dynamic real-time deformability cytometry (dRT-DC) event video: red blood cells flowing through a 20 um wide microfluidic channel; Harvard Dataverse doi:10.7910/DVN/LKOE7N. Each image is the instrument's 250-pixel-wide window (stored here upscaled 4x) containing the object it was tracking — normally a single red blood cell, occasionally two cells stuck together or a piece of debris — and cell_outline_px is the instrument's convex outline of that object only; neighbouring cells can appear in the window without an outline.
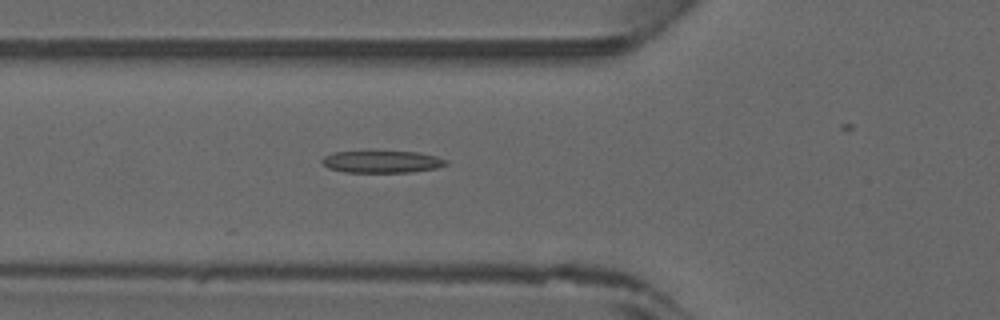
{"species": "common noctule bat (a hibernating species)", "species_latin": "Nyctalus noctula", "temperature_condition": "warm", "stored_images_in_passage": 17, "camera_frame_rate_fps": 3000, "um_per_image_px": 0.085, "animal": {"sex": "male", "forearm_length_mm": 52.5}, "frame": {"image": 1, "passage_image": 7, "time_ms": 2.0, "image_size_px": [1000, 320], "cell_outline_px": [[448, 164], [436, 168], [412, 172], [344, 172], [328, 168], [320, 160], [324, 156], [332, 152], [420, 152], [436, 156], [448, 160]], "centroid_in_image_um": [32.48, 13.75], "position_along_channel_um": 93.3, "area_um2": 15.9}}
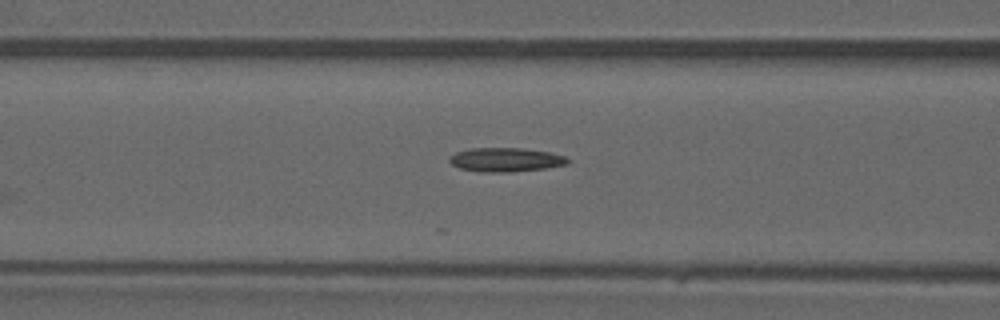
{"frame": {"image": 2, "passage_image": 9, "time_ms": 2.667, "image_size_px": [1000, 320], "cell_outline_px": [[572, 160], [568, 164], [544, 168], [508, 172], [484, 172], [460, 168], [452, 164], [448, 160], [448, 156], [456, 152], [472, 148], [520, 148], [552, 152], [564, 156]], "centroid_in_image_um": [42.99, 13.57], "position_along_channel_um": 123.6, "area_um2": 16.53}}